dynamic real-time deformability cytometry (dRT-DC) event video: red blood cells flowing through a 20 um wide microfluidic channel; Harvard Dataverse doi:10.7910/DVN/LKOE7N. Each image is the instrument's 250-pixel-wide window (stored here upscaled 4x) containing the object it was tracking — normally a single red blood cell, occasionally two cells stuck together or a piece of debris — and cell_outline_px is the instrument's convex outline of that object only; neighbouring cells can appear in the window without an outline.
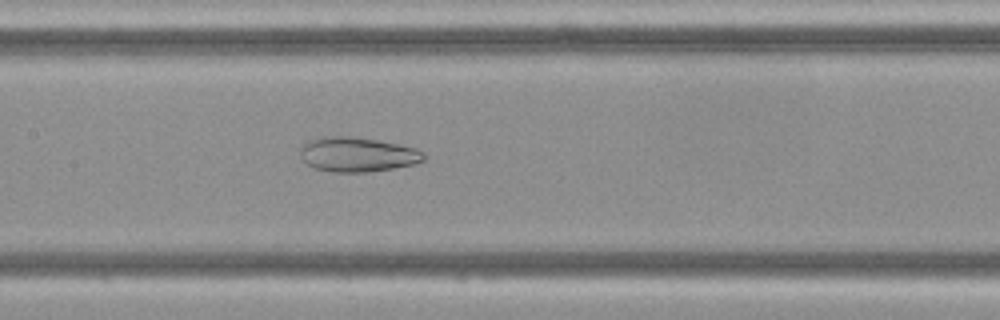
{"species": "Egyptian fruit bat (a non-hibernating species)", "species_latin": "Rousettus aegyptiacus", "temperature_condition": "cold", "stored_images_in_passage": 39, "camera_frame_rate_fps": 3000, "um_per_image_px": 0.085, "frame": {"image": 1, "passage_image": 17, "time_ms": 5.333, "image_size_px": [1000, 320], "cell_outline_px": [[424, 160], [412, 164], [392, 168], [368, 172], [332, 172], [316, 168], [308, 164], [300, 156], [300, 148], [308, 140], [324, 136], [352, 136], [376, 140], [416, 148], [424, 152]], "centroid_in_image_um": [30.35, 13.12], "position_along_channel_um": 177.0, "area_um2": 24.74}}